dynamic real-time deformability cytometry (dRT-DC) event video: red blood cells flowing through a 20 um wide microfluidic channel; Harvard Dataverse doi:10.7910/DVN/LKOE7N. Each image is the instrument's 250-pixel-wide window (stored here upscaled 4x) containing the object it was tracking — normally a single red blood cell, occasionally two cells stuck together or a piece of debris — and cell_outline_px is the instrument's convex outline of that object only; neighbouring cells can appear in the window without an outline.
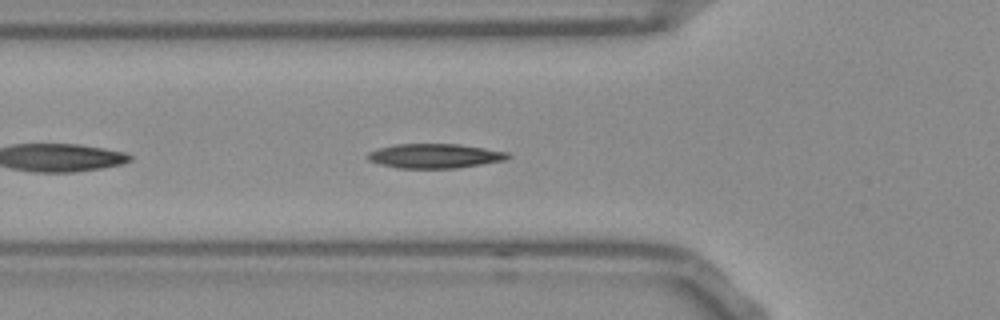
{"species": "Egyptian fruit bat (a non-hibernating species)", "species_latin": "Rousettus aegyptiacus", "temperature_condition": "room temperature", "stored_images_in_passage": 26, "camera_frame_rate_fps": 3000, "um_per_image_px": 0.085, "frame": {"image": 1, "passage_image": 5, "time_ms": 1.333, "image_size_px": [1000, 320], "cell_outline_px": [[512, 156], [504, 160], [456, 168], [400, 168], [380, 164], [368, 160], [368, 152], [380, 148], [396, 144], [460, 144], [508, 152]], "centroid_in_image_um": [36.97, 13.25], "position_along_channel_um": 88.8, "area_um2": 19.77}}